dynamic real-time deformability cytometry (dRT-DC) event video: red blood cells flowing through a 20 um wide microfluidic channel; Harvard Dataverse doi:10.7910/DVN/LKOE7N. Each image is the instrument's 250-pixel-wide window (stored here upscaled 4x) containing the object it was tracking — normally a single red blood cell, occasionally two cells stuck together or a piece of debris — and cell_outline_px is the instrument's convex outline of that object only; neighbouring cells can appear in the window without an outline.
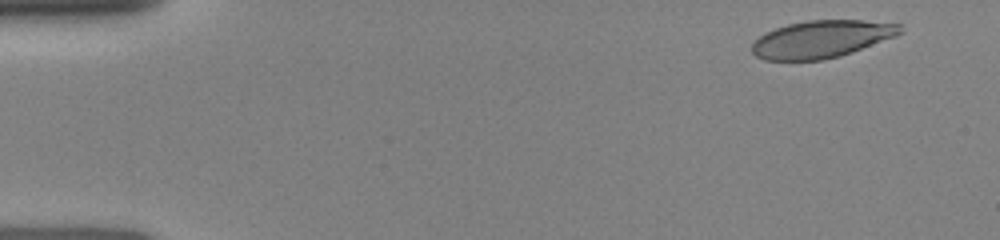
{"species": "human", "species_latin": "Homo sapiens", "temperature_condition": "room temperature", "stored_images_in_passage": 48, "camera_frame_rate_fps": 3000, "um_per_image_px": 0.085, "donor": {"sex": "female"}, "frame": {"image": 1, "passage_image": 2, "time_ms": 0.333, "image_size_px": [1000, 240], "cell_outline_px": [[904, 32], [896, 36], [852, 52], [840, 56], [820, 60], [764, 60], [756, 56], [752, 52], [752, 44], [760, 36], [776, 28], [788, 24], [808, 20], [860, 20], [900, 24]], "centroid_in_image_um": [69.85, 3.33], "position_along_channel_um": 15.2, "area_um2": 32.08}}
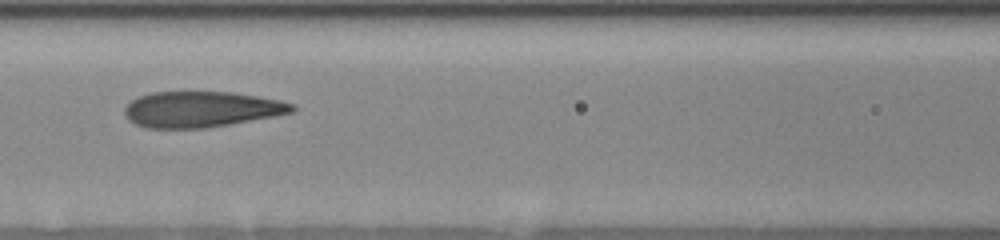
{"frame": {"image": 2, "passage_image": 30, "time_ms": 6.333, "image_size_px": [1000, 240], "cell_outline_px": [[296, 108], [292, 112], [276, 116], [204, 128], [148, 128], [136, 124], [128, 120], [124, 116], [124, 108], [132, 100], [140, 96], [152, 92], [232, 92], [280, 100], [292, 104]], "centroid_in_image_um": [17.09, 9.29], "position_along_channel_um": 149.5, "area_um2": 34.8}}
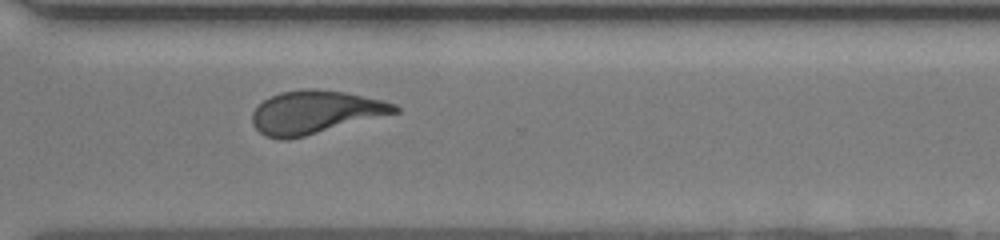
{"frame": {"image": 3, "passage_image": 47, "time_ms": 11.0, "image_size_px": [1000, 240], "cell_outline_px": [[400, 112], [288, 140], [280, 140], [264, 136], [252, 124], [252, 112], [264, 100], [280, 92], [304, 88], [316, 88], [344, 92], [380, 100], [396, 104], [400, 108]], "centroid_in_image_um": [26.77, 9.54], "position_along_channel_um": 343.8, "area_um2": 35.72}}